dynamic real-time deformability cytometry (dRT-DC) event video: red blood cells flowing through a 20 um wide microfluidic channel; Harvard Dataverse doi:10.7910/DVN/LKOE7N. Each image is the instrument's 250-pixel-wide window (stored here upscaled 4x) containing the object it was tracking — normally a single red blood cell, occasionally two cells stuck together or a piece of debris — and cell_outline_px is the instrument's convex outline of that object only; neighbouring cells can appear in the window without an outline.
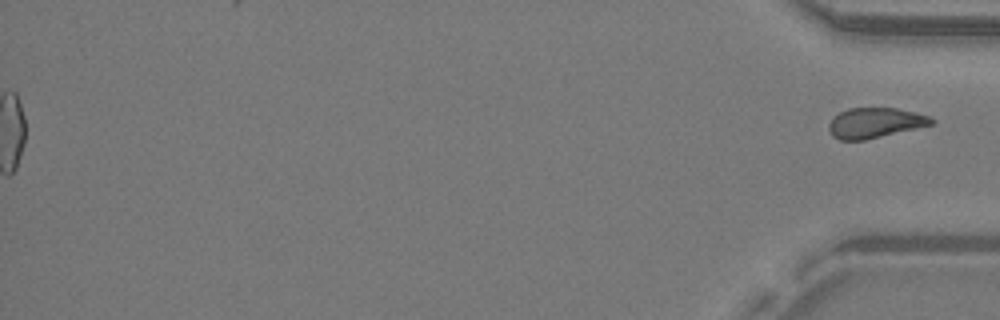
{"species": "common noctule bat (a hibernating species)", "species_latin": "Nyctalus noctula", "temperature_condition": "warm", "stored_images_in_passage": 48, "segment_of_instrument_passage": [2, 2], "camera_frame_rate_fps": 3000, "um_per_image_px": 0.085, "animal": {"sex": "male", "body_mass_g": 19.2, "forearm_length_mm": 51.8}, "frame": {"image": 1, "passage_image": 48, "time_ms": 15.667, "image_size_px": [1000, 320], "cell_outline_px": [[936, 124], [864, 140], [840, 140], [832, 136], [828, 128], [828, 124], [832, 116], [848, 108], [896, 108], [916, 112], [932, 116], [936, 120]], "centroid_in_image_um": [74.41, 10.43], "position_along_channel_um": 360.8, "area_um2": 18.38}}